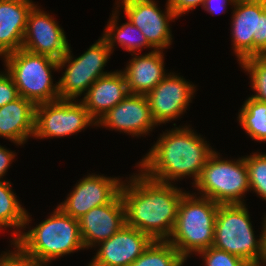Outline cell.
<instances>
[{
	"label": "cell",
	"instance_id": "cell-25",
	"mask_svg": "<svg viewBox=\"0 0 266 266\" xmlns=\"http://www.w3.org/2000/svg\"><path fill=\"white\" fill-rule=\"evenodd\" d=\"M186 259L168 240H153L130 266H183Z\"/></svg>",
	"mask_w": 266,
	"mask_h": 266
},
{
	"label": "cell",
	"instance_id": "cell-23",
	"mask_svg": "<svg viewBox=\"0 0 266 266\" xmlns=\"http://www.w3.org/2000/svg\"><path fill=\"white\" fill-rule=\"evenodd\" d=\"M11 186L8 180L0 181V230L13 228L14 241L24 229L27 210L22 207Z\"/></svg>",
	"mask_w": 266,
	"mask_h": 266
},
{
	"label": "cell",
	"instance_id": "cell-7",
	"mask_svg": "<svg viewBox=\"0 0 266 266\" xmlns=\"http://www.w3.org/2000/svg\"><path fill=\"white\" fill-rule=\"evenodd\" d=\"M253 228L246 203L220 204L215 220L213 247L256 266L262 252V230L260 236H256Z\"/></svg>",
	"mask_w": 266,
	"mask_h": 266
},
{
	"label": "cell",
	"instance_id": "cell-18",
	"mask_svg": "<svg viewBox=\"0 0 266 266\" xmlns=\"http://www.w3.org/2000/svg\"><path fill=\"white\" fill-rule=\"evenodd\" d=\"M133 56L126 67L121 69L130 94H144L150 92L168 74L164 64L162 50L149 51ZM167 72V73H166Z\"/></svg>",
	"mask_w": 266,
	"mask_h": 266
},
{
	"label": "cell",
	"instance_id": "cell-22",
	"mask_svg": "<svg viewBox=\"0 0 266 266\" xmlns=\"http://www.w3.org/2000/svg\"><path fill=\"white\" fill-rule=\"evenodd\" d=\"M114 11L112 10V15L105 26L102 37L106 40L111 51L114 52L115 44L123 48V50L130 52V54H138L143 48L155 49L148 43L145 35L141 30L133 25L131 21L127 18V22L119 25V9L114 5ZM142 49V50H141ZM153 49V50H152Z\"/></svg>",
	"mask_w": 266,
	"mask_h": 266
},
{
	"label": "cell",
	"instance_id": "cell-21",
	"mask_svg": "<svg viewBox=\"0 0 266 266\" xmlns=\"http://www.w3.org/2000/svg\"><path fill=\"white\" fill-rule=\"evenodd\" d=\"M34 121L35 105L19 97L0 107V137L22 146L33 138Z\"/></svg>",
	"mask_w": 266,
	"mask_h": 266
},
{
	"label": "cell",
	"instance_id": "cell-16",
	"mask_svg": "<svg viewBox=\"0 0 266 266\" xmlns=\"http://www.w3.org/2000/svg\"><path fill=\"white\" fill-rule=\"evenodd\" d=\"M153 239L126 224L109 239L95 246L96 255L87 266H130Z\"/></svg>",
	"mask_w": 266,
	"mask_h": 266
},
{
	"label": "cell",
	"instance_id": "cell-33",
	"mask_svg": "<svg viewBox=\"0 0 266 266\" xmlns=\"http://www.w3.org/2000/svg\"><path fill=\"white\" fill-rule=\"evenodd\" d=\"M16 152L9 150L4 146L0 145V181H4L6 173L8 172L9 167L16 158Z\"/></svg>",
	"mask_w": 266,
	"mask_h": 266
},
{
	"label": "cell",
	"instance_id": "cell-27",
	"mask_svg": "<svg viewBox=\"0 0 266 266\" xmlns=\"http://www.w3.org/2000/svg\"><path fill=\"white\" fill-rule=\"evenodd\" d=\"M249 179L250 192L266 201V153L258 151L244 156Z\"/></svg>",
	"mask_w": 266,
	"mask_h": 266
},
{
	"label": "cell",
	"instance_id": "cell-13",
	"mask_svg": "<svg viewBox=\"0 0 266 266\" xmlns=\"http://www.w3.org/2000/svg\"><path fill=\"white\" fill-rule=\"evenodd\" d=\"M122 181L119 177L88 173L76 182L58 207L65 214L79 219L92 208L110 203L120 193Z\"/></svg>",
	"mask_w": 266,
	"mask_h": 266
},
{
	"label": "cell",
	"instance_id": "cell-14",
	"mask_svg": "<svg viewBox=\"0 0 266 266\" xmlns=\"http://www.w3.org/2000/svg\"><path fill=\"white\" fill-rule=\"evenodd\" d=\"M69 47L66 34L58 21L35 4L27 17L22 48L60 60Z\"/></svg>",
	"mask_w": 266,
	"mask_h": 266
},
{
	"label": "cell",
	"instance_id": "cell-32",
	"mask_svg": "<svg viewBox=\"0 0 266 266\" xmlns=\"http://www.w3.org/2000/svg\"><path fill=\"white\" fill-rule=\"evenodd\" d=\"M236 0H205L202 6L206 12L212 15H218L219 13L223 14L227 11V5L234 6Z\"/></svg>",
	"mask_w": 266,
	"mask_h": 266
},
{
	"label": "cell",
	"instance_id": "cell-8",
	"mask_svg": "<svg viewBox=\"0 0 266 266\" xmlns=\"http://www.w3.org/2000/svg\"><path fill=\"white\" fill-rule=\"evenodd\" d=\"M71 50L70 46L58 60L59 72L65 70L58 78L59 98L63 100H79L78 97L85 95L97 79L111 73L104 71V67L113 52L102 36L76 58Z\"/></svg>",
	"mask_w": 266,
	"mask_h": 266
},
{
	"label": "cell",
	"instance_id": "cell-11",
	"mask_svg": "<svg viewBox=\"0 0 266 266\" xmlns=\"http://www.w3.org/2000/svg\"><path fill=\"white\" fill-rule=\"evenodd\" d=\"M157 2L159 1L116 0L114 5H117L120 11L123 10L124 16L141 30L155 50L164 51L170 48L173 42L170 22H175V18L178 19V17L168 6L167 1L164 11L158 7Z\"/></svg>",
	"mask_w": 266,
	"mask_h": 266
},
{
	"label": "cell",
	"instance_id": "cell-15",
	"mask_svg": "<svg viewBox=\"0 0 266 266\" xmlns=\"http://www.w3.org/2000/svg\"><path fill=\"white\" fill-rule=\"evenodd\" d=\"M157 127L144 94H128L98 121L97 127L119 131L132 137H143Z\"/></svg>",
	"mask_w": 266,
	"mask_h": 266
},
{
	"label": "cell",
	"instance_id": "cell-5",
	"mask_svg": "<svg viewBox=\"0 0 266 266\" xmlns=\"http://www.w3.org/2000/svg\"><path fill=\"white\" fill-rule=\"evenodd\" d=\"M20 97L34 105L59 100V84L53 83V72H58V60L32 53L23 48L2 57ZM6 67V68H5Z\"/></svg>",
	"mask_w": 266,
	"mask_h": 266
},
{
	"label": "cell",
	"instance_id": "cell-17",
	"mask_svg": "<svg viewBox=\"0 0 266 266\" xmlns=\"http://www.w3.org/2000/svg\"><path fill=\"white\" fill-rule=\"evenodd\" d=\"M83 245L87 250L109 239L125 224V206L119 193L110 203L92 208L78 219Z\"/></svg>",
	"mask_w": 266,
	"mask_h": 266
},
{
	"label": "cell",
	"instance_id": "cell-34",
	"mask_svg": "<svg viewBox=\"0 0 266 266\" xmlns=\"http://www.w3.org/2000/svg\"><path fill=\"white\" fill-rule=\"evenodd\" d=\"M262 224V252L261 257L256 266H266V213L263 215Z\"/></svg>",
	"mask_w": 266,
	"mask_h": 266
},
{
	"label": "cell",
	"instance_id": "cell-1",
	"mask_svg": "<svg viewBox=\"0 0 266 266\" xmlns=\"http://www.w3.org/2000/svg\"><path fill=\"white\" fill-rule=\"evenodd\" d=\"M128 178L120 187L126 225L148 234L153 240H168L176 223L179 203L187 191L178 188L176 183L151 179L141 170Z\"/></svg>",
	"mask_w": 266,
	"mask_h": 266
},
{
	"label": "cell",
	"instance_id": "cell-2",
	"mask_svg": "<svg viewBox=\"0 0 266 266\" xmlns=\"http://www.w3.org/2000/svg\"><path fill=\"white\" fill-rule=\"evenodd\" d=\"M173 125L174 128L158 136L149 152L136 163V168L163 183L175 184L183 177H192L194 185L215 150L191 126Z\"/></svg>",
	"mask_w": 266,
	"mask_h": 266
},
{
	"label": "cell",
	"instance_id": "cell-12",
	"mask_svg": "<svg viewBox=\"0 0 266 266\" xmlns=\"http://www.w3.org/2000/svg\"><path fill=\"white\" fill-rule=\"evenodd\" d=\"M196 87L183 76L170 72L148 92L146 97L157 126L181 119L195 97Z\"/></svg>",
	"mask_w": 266,
	"mask_h": 266
},
{
	"label": "cell",
	"instance_id": "cell-31",
	"mask_svg": "<svg viewBox=\"0 0 266 266\" xmlns=\"http://www.w3.org/2000/svg\"><path fill=\"white\" fill-rule=\"evenodd\" d=\"M168 6L173 10L177 17L184 16L189 11H193L198 6H203L205 0H166Z\"/></svg>",
	"mask_w": 266,
	"mask_h": 266
},
{
	"label": "cell",
	"instance_id": "cell-9",
	"mask_svg": "<svg viewBox=\"0 0 266 266\" xmlns=\"http://www.w3.org/2000/svg\"><path fill=\"white\" fill-rule=\"evenodd\" d=\"M232 9L231 45L238 63L266 56V0H236Z\"/></svg>",
	"mask_w": 266,
	"mask_h": 266
},
{
	"label": "cell",
	"instance_id": "cell-30",
	"mask_svg": "<svg viewBox=\"0 0 266 266\" xmlns=\"http://www.w3.org/2000/svg\"><path fill=\"white\" fill-rule=\"evenodd\" d=\"M19 97L17 87L8 71H0V107Z\"/></svg>",
	"mask_w": 266,
	"mask_h": 266
},
{
	"label": "cell",
	"instance_id": "cell-10",
	"mask_svg": "<svg viewBox=\"0 0 266 266\" xmlns=\"http://www.w3.org/2000/svg\"><path fill=\"white\" fill-rule=\"evenodd\" d=\"M89 126H97L79 100L59 99L35 105L33 139H53L71 136Z\"/></svg>",
	"mask_w": 266,
	"mask_h": 266
},
{
	"label": "cell",
	"instance_id": "cell-4",
	"mask_svg": "<svg viewBox=\"0 0 266 266\" xmlns=\"http://www.w3.org/2000/svg\"><path fill=\"white\" fill-rule=\"evenodd\" d=\"M209 198L187 191L179 203L176 223L168 241L186 259L213 246L219 208Z\"/></svg>",
	"mask_w": 266,
	"mask_h": 266
},
{
	"label": "cell",
	"instance_id": "cell-3",
	"mask_svg": "<svg viewBox=\"0 0 266 266\" xmlns=\"http://www.w3.org/2000/svg\"><path fill=\"white\" fill-rule=\"evenodd\" d=\"M26 212L24 230L15 241L41 266H49L56 258L85 250L78 219L65 214L58 206L36 227L29 228L32 221Z\"/></svg>",
	"mask_w": 266,
	"mask_h": 266
},
{
	"label": "cell",
	"instance_id": "cell-6",
	"mask_svg": "<svg viewBox=\"0 0 266 266\" xmlns=\"http://www.w3.org/2000/svg\"><path fill=\"white\" fill-rule=\"evenodd\" d=\"M221 155L215 150L192 187L218 204H245L250 187L244 156L230 160Z\"/></svg>",
	"mask_w": 266,
	"mask_h": 266
},
{
	"label": "cell",
	"instance_id": "cell-28",
	"mask_svg": "<svg viewBox=\"0 0 266 266\" xmlns=\"http://www.w3.org/2000/svg\"><path fill=\"white\" fill-rule=\"evenodd\" d=\"M198 255L202 258L204 266H254L246 260L213 246L199 251Z\"/></svg>",
	"mask_w": 266,
	"mask_h": 266
},
{
	"label": "cell",
	"instance_id": "cell-26",
	"mask_svg": "<svg viewBox=\"0 0 266 266\" xmlns=\"http://www.w3.org/2000/svg\"><path fill=\"white\" fill-rule=\"evenodd\" d=\"M238 64L249 75L251 90L255 92L250 97L266 102V56H252Z\"/></svg>",
	"mask_w": 266,
	"mask_h": 266
},
{
	"label": "cell",
	"instance_id": "cell-24",
	"mask_svg": "<svg viewBox=\"0 0 266 266\" xmlns=\"http://www.w3.org/2000/svg\"><path fill=\"white\" fill-rule=\"evenodd\" d=\"M237 121L252 140L266 142V102L249 96L240 107Z\"/></svg>",
	"mask_w": 266,
	"mask_h": 266
},
{
	"label": "cell",
	"instance_id": "cell-19",
	"mask_svg": "<svg viewBox=\"0 0 266 266\" xmlns=\"http://www.w3.org/2000/svg\"><path fill=\"white\" fill-rule=\"evenodd\" d=\"M128 94L129 91L123 73L121 70H115L97 79L82 99L79 100L97 122Z\"/></svg>",
	"mask_w": 266,
	"mask_h": 266
},
{
	"label": "cell",
	"instance_id": "cell-29",
	"mask_svg": "<svg viewBox=\"0 0 266 266\" xmlns=\"http://www.w3.org/2000/svg\"><path fill=\"white\" fill-rule=\"evenodd\" d=\"M10 245L13 250L2 251L0 254V266H41L30 256L15 240ZM14 245V246H13Z\"/></svg>",
	"mask_w": 266,
	"mask_h": 266
},
{
	"label": "cell",
	"instance_id": "cell-20",
	"mask_svg": "<svg viewBox=\"0 0 266 266\" xmlns=\"http://www.w3.org/2000/svg\"><path fill=\"white\" fill-rule=\"evenodd\" d=\"M32 0H0V57L22 48Z\"/></svg>",
	"mask_w": 266,
	"mask_h": 266
}]
</instances>
